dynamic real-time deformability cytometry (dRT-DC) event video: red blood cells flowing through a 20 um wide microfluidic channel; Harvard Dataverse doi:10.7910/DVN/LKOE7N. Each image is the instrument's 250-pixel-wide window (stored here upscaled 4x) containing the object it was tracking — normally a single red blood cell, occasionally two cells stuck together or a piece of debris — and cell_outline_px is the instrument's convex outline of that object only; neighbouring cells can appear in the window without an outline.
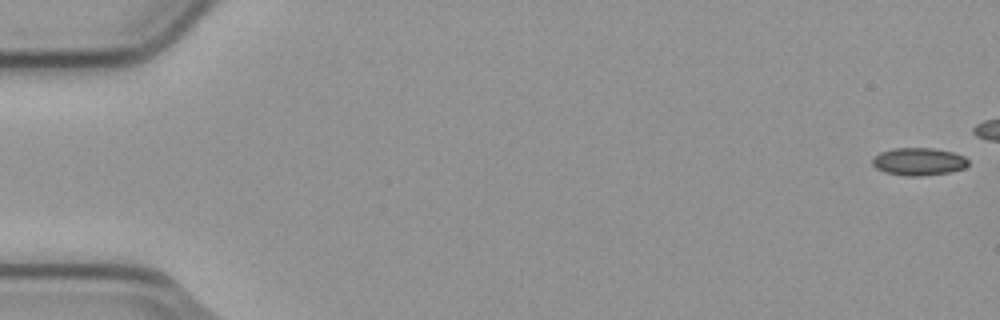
{"species": "common noctule bat (a hibernating species)", "species_latin": "Nyctalus noctula", "temperature_condition": "cold", "stored_images_in_passage": 8, "camera_frame_rate_fps": 3000, "um_per_image_px": 0.085, "animal": {"sex": "male", "body_mass_g": 23.1, "forearm_length_mm": 52.7}, "frame": {"image": 1, "passage_image": 1, "time_ms": 0.0, "image_size_px": [1000, 320], "cell_outline_px": [[968, 164], [964, 168], [948, 172], [920, 176], [908, 176], [884, 172], [876, 168], [872, 164], [872, 156], [880, 152], [892, 148], [932, 148], [952, 152], [964, 156], [968, 160]], "centroid_in_image_um": [78.04, 13.73], "position_along_channel_um": 7.0, "area_um2": 15.43}}
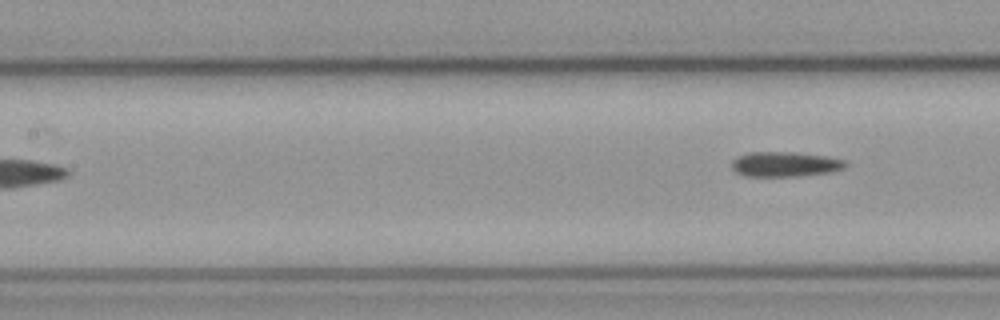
{"frame": {"image": 2, "passage_image": 8, "time_ms": 2.333, "image_size_px": [1000, 320], "cell_outline_px": [[848, 164], [844, 168], [828, 172], [800, 176], [744, 176], [736, 172], [732, 168], [732, 160], [748, 152], [792, 152], [824, 156], [844, 160]], "centroid_in_image_um": [66.7, 13.96], "position_along_channel_um": 140.7, "area_um2": 16.36}}